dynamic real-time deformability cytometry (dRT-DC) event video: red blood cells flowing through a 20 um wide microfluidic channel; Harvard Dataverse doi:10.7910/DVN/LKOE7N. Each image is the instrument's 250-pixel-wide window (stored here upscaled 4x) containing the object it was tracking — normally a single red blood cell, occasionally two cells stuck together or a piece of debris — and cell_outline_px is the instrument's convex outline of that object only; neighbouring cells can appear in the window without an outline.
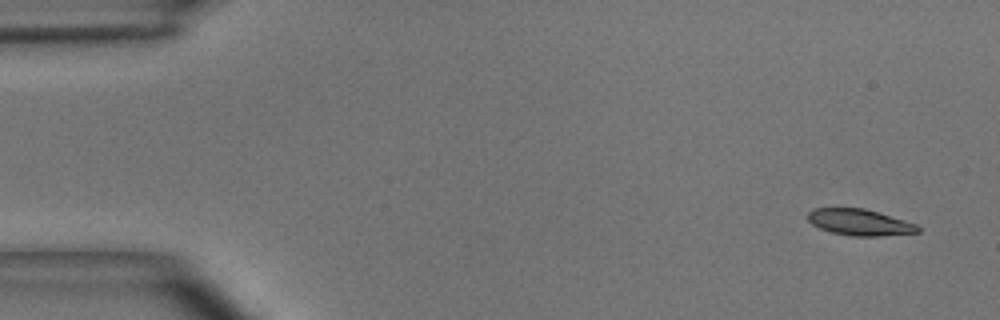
{"species": "common noctule bat (a hibernating species)", "species_latin": "Nyctalus noctula", "temperature_condition": "room temperature", "stored_images_in_passage": 52, "camera_frame_rate_fps": 3000, "um_per_image_px": 0.085, "animal": {"sex": "male", "body_mass_g": 15.6}, "frame": {"image": 1, "passage_image": 1, "time_ms": 0.0, "image_size_px": [1000, 320], "cell_outline_px": [[920, 232], [880, 236], [852, 236], [832, 232], [820, 228], [812, 224], [808, 220], [808, 212], [812, 208], [864, 208], [916, 224], [920, 228]], "centroid_in_image_um": [73.05, 18.89], "position_along_channel_um": 11.9, "area_um2": 16.7}}
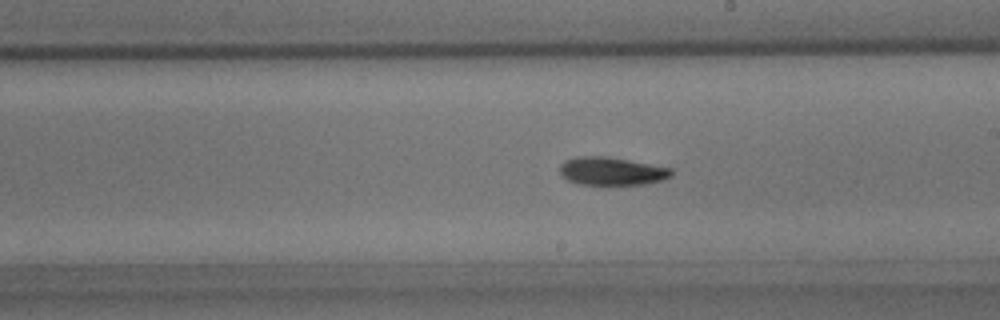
{"frame": {"image": 2, "passage_image": 29, "time_ms": 9.333, "image_size_px": [1000, 320], "cell_outline_px": [[672, 176], [664, 180], [648, 184], [608, 188], [580, 184], [568, 180], [560, 172], [560, 164], [564, 160], [576, 156], [608, 156], [672, 168]], "centroid_in_image_um": [52.01, 14.6], "position_along_channel_um": 237.0, "area_um2": 19.31}}
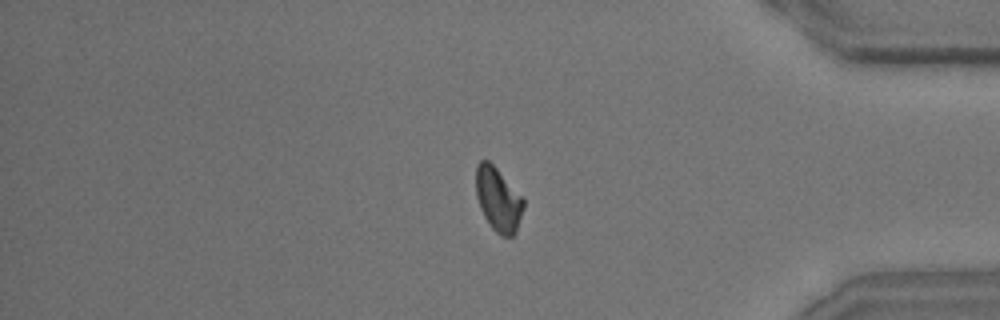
{"frame": {"image": 3, "passage_image": 44, "time_ms": 14.333, "image_size_px": [1000, 320], "cell_outline_px": [[524, 208], [516, 232], [512, 236], [500, 236], [492, 228], [484, 216], [480, 208], [476, 196], [476, 164], [480, 160], [488, 160], [496, 168], [524, 200]], "centroid_in_image_um": [42.33, 16.97], "position_along_channel_um": 392.9, "area_um2": 17.51}, "authors_computed_cell_mechanics": {"area_um2": 18.0625, "velocity_mm_per_s": 3.6377, "shape_relaxation_time_tau1_ms": 5.422, "shape_relaxation_time_tau2_ms": 7.6103, "deformation_change_tau1": 0.1386, "deformation_change_tau2": 0.1369}}